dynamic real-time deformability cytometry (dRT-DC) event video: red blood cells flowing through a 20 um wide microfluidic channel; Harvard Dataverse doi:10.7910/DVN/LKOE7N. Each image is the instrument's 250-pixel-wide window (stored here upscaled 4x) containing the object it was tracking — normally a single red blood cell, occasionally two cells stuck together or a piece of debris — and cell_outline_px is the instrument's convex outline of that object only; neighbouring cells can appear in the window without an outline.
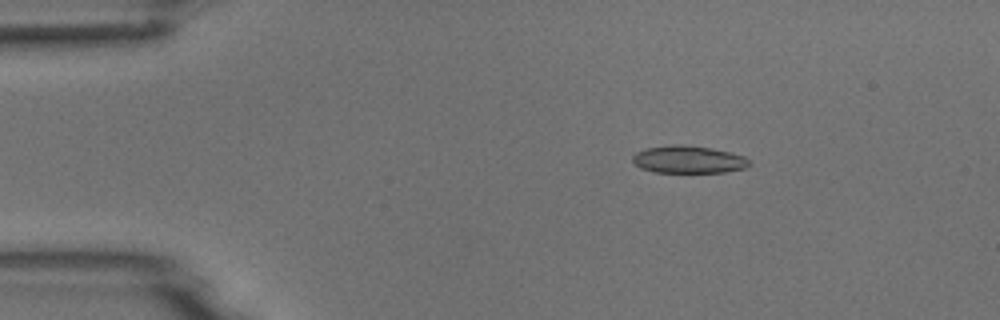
{"species": "common noctule bat (a hibernating species)", "species_latin": "Nyctalus noctula", "temperature_condition": "room temperature", "stored_images_in_passage": 5, "camera_frame_rate_fps": 3000, "um_per_image_px": 0.085, "animal": {"sex": "male", "body_mass_g": 18.8}, "frame": {"image": 1, "passage_image": 3, "time_ms": 0.667, "image_size_px": [1000, 320], "cell_outline_px": [[752, 164], [748, 168], [728, 172], [652, 172], [640, 168], [632, 160], [632, 156], [636, 152], [644, 148], [672, 144], [680, 144], [712, 148], [744, 156]], "centroid_in_image_um": [58.52, 13.56], "position_along_channel_um": 26.5, "area_um2": 18.9}}
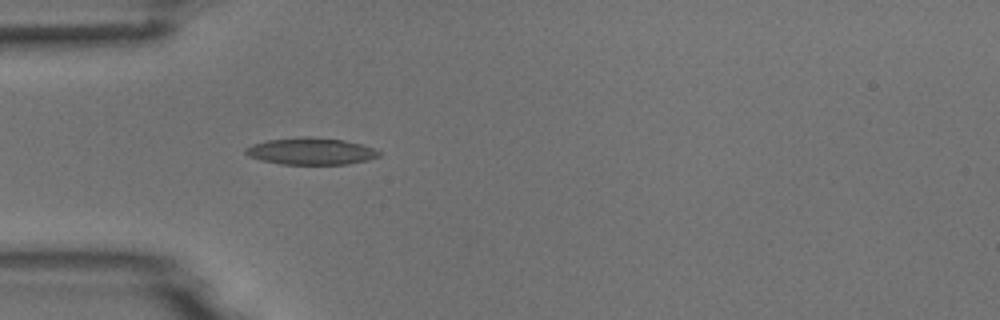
{"frame": {"image": 2, "passage_image": 5, "time_ms": 1.333, "image_size_px": [1000, 320], "cell_outline_px": [[380, 156], [368, 160], [348, 164], [280, 164], [260, 160], [248, 156], [244, 152], [244, 148], [252, 144], [268, 140], [300, 136], [308, 136], [344, 140], [360, 144], [372, 148], [380, 152]], "centroid_in_image_um": [26.39, 12.85], "position_along_channel_um": 58.6, "area_um2": 20.98}}